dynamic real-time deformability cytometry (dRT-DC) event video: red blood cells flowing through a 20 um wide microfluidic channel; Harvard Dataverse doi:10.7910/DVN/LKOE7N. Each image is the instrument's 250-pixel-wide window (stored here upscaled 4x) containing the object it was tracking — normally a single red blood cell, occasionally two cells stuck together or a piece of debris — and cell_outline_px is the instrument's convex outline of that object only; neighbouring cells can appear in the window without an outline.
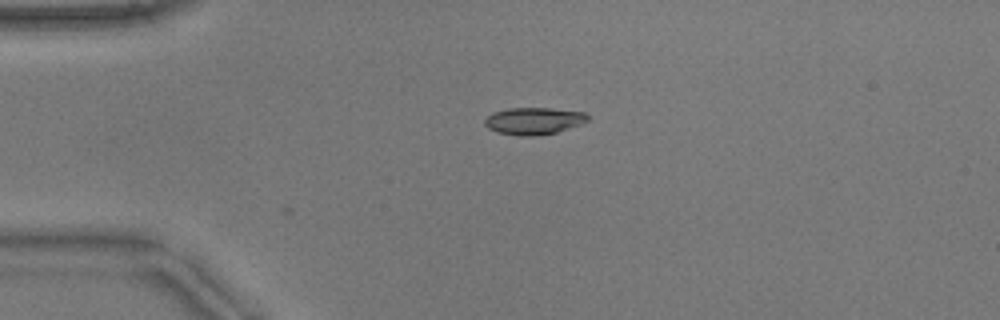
{"species": "common noctule bat (a hibernating species)", "species_latin": "Nyctalus noctula", "temperature_condition": "warm", "stored_images_in_passage": 3, "camera_frame_rate_fps": 3000, "um_per_image_px": 0.085, "animal": {"sex": "male", "body_mass_g": 17.9}, "frame": {"image": 1, "passage_image": 1, "time_ms": 0.0, "image_size_px": [1000, 320], "cell_outline_px": [[588, 120], [584, 124], [556, 132], [532, 136], [520, 136], [496, 132], [488, 128], [484, 124], [484, 120], [492, 112], [508, 108], [548, 108], [584, 112], [588, 116]], "centroid_in_image_um": [45.36, 10.28], "position_along_channel_um": 39.6, "area_um2": 16.3}}